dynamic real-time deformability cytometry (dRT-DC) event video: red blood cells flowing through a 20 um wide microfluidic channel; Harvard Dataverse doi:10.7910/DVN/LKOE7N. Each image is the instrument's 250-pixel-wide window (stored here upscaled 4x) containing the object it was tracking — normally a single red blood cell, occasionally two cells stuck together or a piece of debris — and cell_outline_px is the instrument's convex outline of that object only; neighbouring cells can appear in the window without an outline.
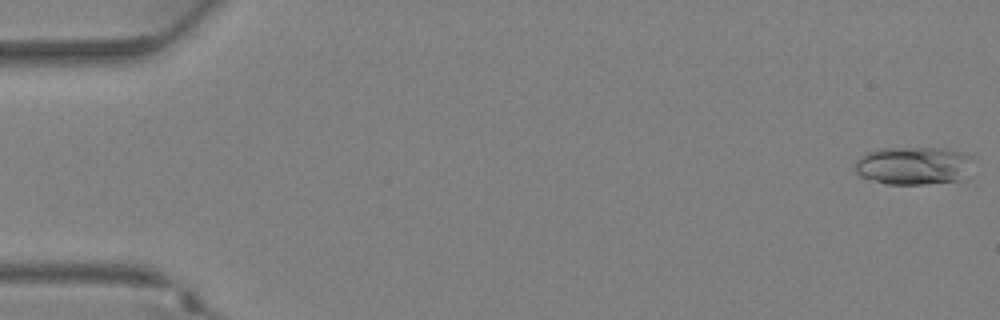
{"species": "Egyptian fruit bat (a non-hibernating species)", "species_latin": "Rousettus aegyptiacus", "temperature_condition": "warm", "stored_images_in_passage": 37, "camera_frame_rate_fps": 3000, "um_per_image_px": 0.085, "animal": {"sex": "female"}, "frame": {"image": 1, "passage_image": 1, "time_ms": 0.0, "image_size_px": [1000, 320], "cell_outline_px": [[972, 156], [956, 180], [924, 184], [884, 184], [860, 176], [856, 172], [856, 160], [864, 152], [884, 148], [944, 148], [964, 152]], "centroid_in_image_um": [77.5, 14.05], "position_along_channel_um": 7.5, "area_um2": 25.49}}
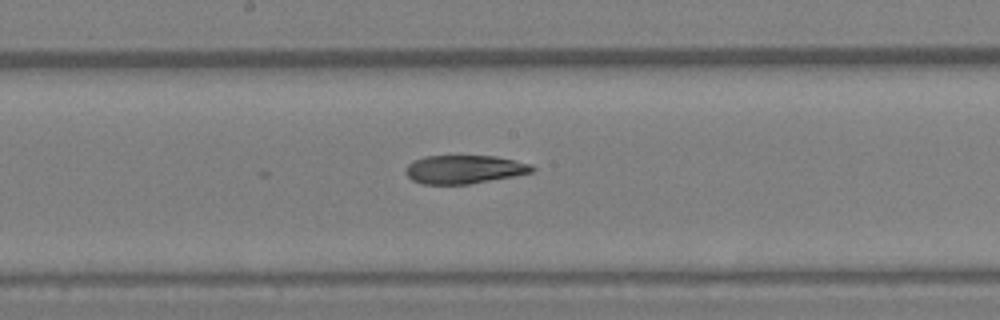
{"frame": {"image": 2, "passage_image": 20, "time_ms": 6.333, "image_size_px": [1000, 320], "cell_outline_px": [[536, 168], [532, 172], [512, 176], [468, 184], [420, 184], [412, 180], [408, 176], [408, 164], [412, 160], [424, 156], [496, 156], [532, 164]], "centroid_in_image_um": [39.46, 14.39], "position_along_channel_um": 208.7, "area_um2": 20.81}}
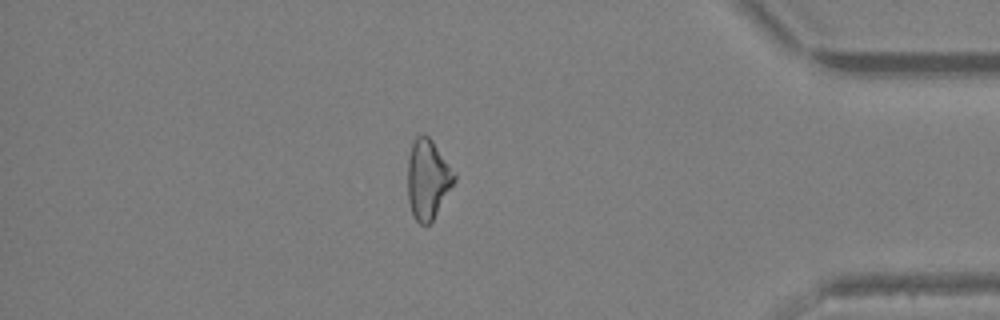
{"frame": {"image": 3, "passage_image": 32, "time_ms": 10.333, "image_size_px": [1000, 320], "cell_outline_px": [[456, 180], [432, 220], [428, 224], [420, 224], [412, 216], [408, 200], [408, 156], [412, 144], [416, 136], [428, 136], [432, 140], [456, 172]], "centroid_in_image_um": [36.36, 15.23], "position_along_channel_um": 398.8, "area_um2": 21.56}}